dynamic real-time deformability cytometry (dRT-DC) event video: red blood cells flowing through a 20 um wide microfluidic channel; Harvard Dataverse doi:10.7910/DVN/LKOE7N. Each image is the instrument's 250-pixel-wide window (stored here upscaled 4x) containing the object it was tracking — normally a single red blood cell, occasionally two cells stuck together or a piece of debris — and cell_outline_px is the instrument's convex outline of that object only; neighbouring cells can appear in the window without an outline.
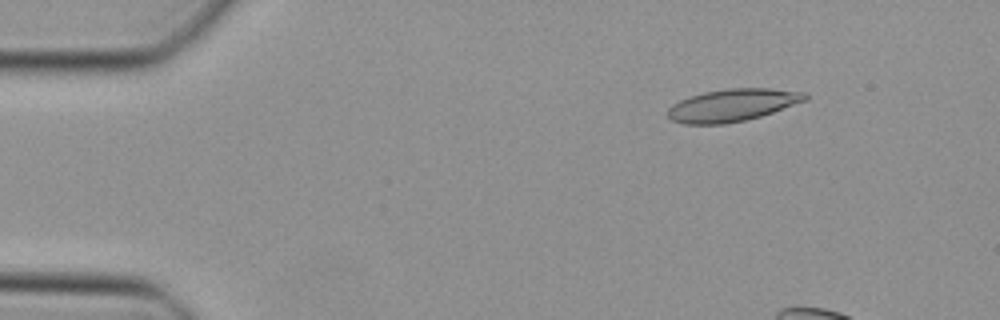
{"species": "Egyptian fruit bat (a non-hibernating species)", "species_latin": "Rousettus aegyptiacus", "temperature_condition": "cold", "stored_images_in_passage": 12, "camera_frame_rate_fps": 3000, "um_per_image_px": 0.085, "animal": {"sex": "female"}, "frame": {"image": 1, "passage_image": 6, "time_ms": 1.667, "image_size_px": [1000, 320], "cell_outline_px": [[808, 100], [760, 116], [744, 120], [724, 124], [684, 124], [672, 120], [668, 116], [668, 108], [672, 104], [688, 96], [704, 92], [728, 88], [768, 88], [808, 92]], "centroid_in_image_um": [62.27, 8.93], "position_along_channel_um": 22.7, "area_um2": 26.01}}